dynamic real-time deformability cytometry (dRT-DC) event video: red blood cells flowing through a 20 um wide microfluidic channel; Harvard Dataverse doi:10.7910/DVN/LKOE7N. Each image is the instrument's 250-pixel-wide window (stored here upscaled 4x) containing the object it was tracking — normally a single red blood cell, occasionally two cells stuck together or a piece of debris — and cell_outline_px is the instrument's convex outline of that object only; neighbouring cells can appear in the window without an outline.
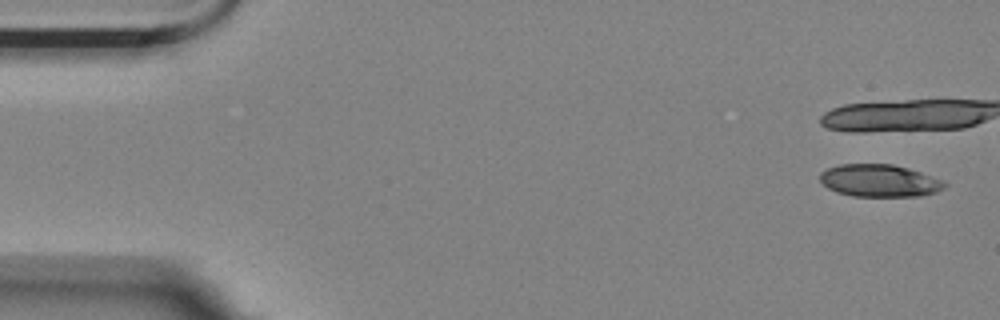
{"species": "Egyptian fruit bat (a non-hibernating species)", "species_latin": "Rousettus aegyptiacus", "temperature_condition": "room temperature", "stored_images_in_passage": 3, "camera_frame_rate_fps": 3000, "um_per_image_px": 0.085, "animal": {"sex": "female"}, "frame": {"image": 1, "passage_image": 1, "time_ms": 0.0, "image_size_px": [1000, 320], "cell_outline_px": [[948, 184], [944, 188], [936, 192], [920, 196], [852, 196], [836, 192], [828, 188], [820, 180], [820, 172], [828, 168], [840, 164], [892, 164], [908, 168], [944, 180]], "centroid_in_image_um": [74.77, 15.36], "position_along_channel_um": 10.2, "area_um2": 23.58}}